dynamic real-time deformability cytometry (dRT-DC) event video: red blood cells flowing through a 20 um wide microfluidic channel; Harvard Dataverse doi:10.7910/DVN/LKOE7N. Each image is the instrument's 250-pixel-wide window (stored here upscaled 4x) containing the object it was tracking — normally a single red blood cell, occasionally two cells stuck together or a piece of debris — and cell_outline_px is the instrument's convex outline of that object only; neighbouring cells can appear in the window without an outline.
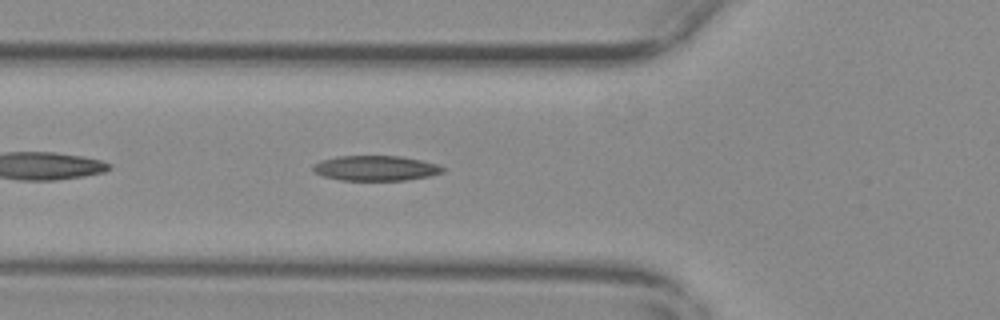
{"species": "common noctule bat (a hibernating species)", "species_latin": "Nyctalus noctula", "temperature_condition": "warm", "stored_images_in_passage": 35, "camera_frame_rate_fps": 3000, "um_per_image_px": 0.085, "animal": {"sex": "female", "body_mass_g": 29.2, "forearm_length_mm": 56.3}, "frame": {"image": 1, "passage_image": 5, "time_ms": 1.333, "image_size_px": [1000, 320], "cell_outline_px": [[444, 172], [428, 176], [404, 180], [340, 180], [324, 176], [316, 172], [312, 168], [312, 164], [320, 160], [336, 156], [400, 156], [420, 160], [436, 164], [444, 168]], "centroid_in_image_um": [31.89, 14.29], "position_along_channel_um": 93.9, "area_um2": 18.84}}
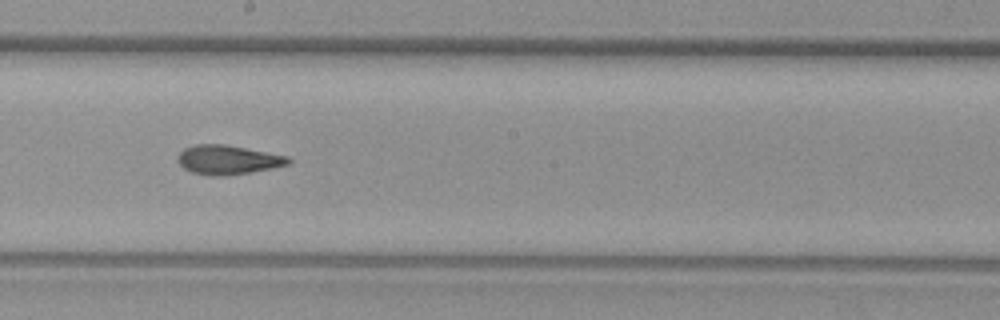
{"frame": {"image": 2, "passage_image": 16, "time_ms": 5.0, "image_size_px": [1000, 320], "cell_outline_px": [[292, 160], [288, 164], [272, 168], [252, 172], [224, 176], [208, 176], [192, 172], [184, 168], [176, 160], [180, 152], [184, 148], [196, 144], [224, 144], [288, 156]], "centroid_in_image_um": [19.35, 13.59], "position_along_channel_um": 228.8, "area_um2": 18.84}}
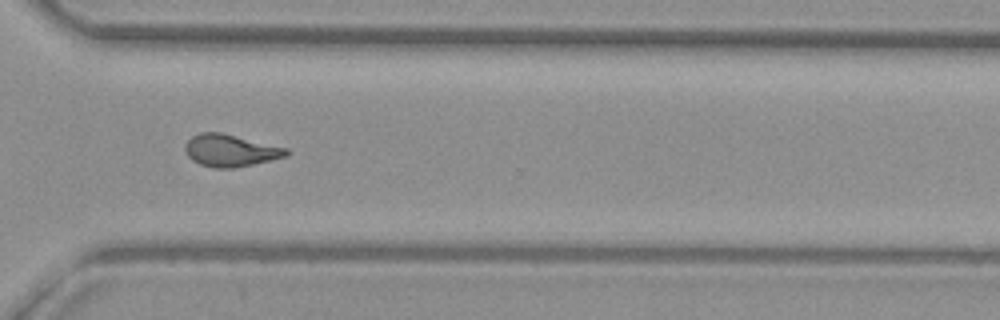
{"frame": {"image": 3, "passage_image": 26, "time_ms": 8.333, "image_size_px": [1000, 320], "cell_outline_px": [[292, 152], [288, 156], [252, 164], [232, 168], [216, 168], [200, 164], [192, 160], [188, 156], [184, 148], [184, 144], [192, 136], [200, 132], [220, 132], [288, 148]], "centroid_in_image_um": [19.59, 12.78], "position_along_channel_um": 351.0, "area_um2": 18.96}, "authors_computed_cell_mechanics": {"area_um2": 18.7272, "velocity_mm_per_s": 3.6687, "shape_relaxation_time_tau1_ms": null, "shape_relaxation_time_tau2_ms": 2.3616, "deformation_change_tau1": null, "deformation_change_tau2": 0.1029}}